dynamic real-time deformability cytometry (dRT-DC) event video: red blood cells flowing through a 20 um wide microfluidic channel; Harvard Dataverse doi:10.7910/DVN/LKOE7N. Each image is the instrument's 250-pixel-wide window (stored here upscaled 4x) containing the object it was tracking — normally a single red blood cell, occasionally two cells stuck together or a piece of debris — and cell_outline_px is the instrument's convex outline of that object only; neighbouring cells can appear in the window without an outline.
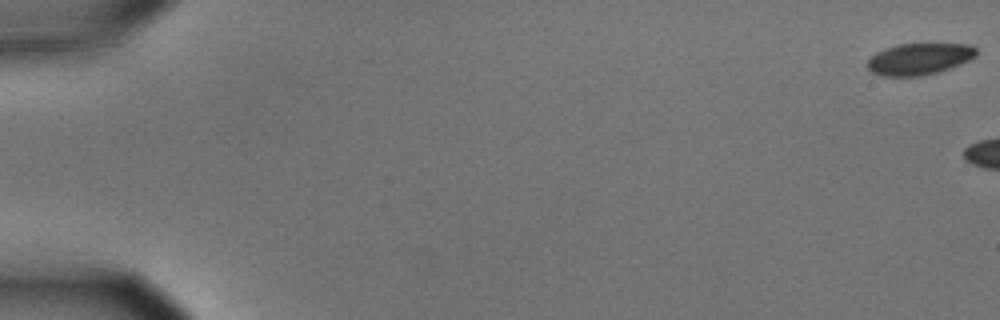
{"species": "common noctule bat (a hibernating species)", "species_latin": "Nyctalus noctula", "temperature_condition": "cold", "stored_images_in_passage": 6, "camera_frame_rate_fps": 3000, "um_per_image_px": 0.085, "animal": {"sex": "male", "body_mass_g": 15.6}, "frame": {"image": 1, "passage_image": 1, "time_ms": 0.0, "image_size_px": [1000, 320], "cell_outline_px": [[976, 56], [960, 64], [936, 72], [920, 76], [880, 76], [872, 72], [868, 68], [868, 60], [876, 52], [884, 48], [896, 44], [972, 44], [976, 48]], "centroid_in_image_um": [78.11, 5.0], "position_along_channel_um": 6.9, "area_um2": 19.94}}